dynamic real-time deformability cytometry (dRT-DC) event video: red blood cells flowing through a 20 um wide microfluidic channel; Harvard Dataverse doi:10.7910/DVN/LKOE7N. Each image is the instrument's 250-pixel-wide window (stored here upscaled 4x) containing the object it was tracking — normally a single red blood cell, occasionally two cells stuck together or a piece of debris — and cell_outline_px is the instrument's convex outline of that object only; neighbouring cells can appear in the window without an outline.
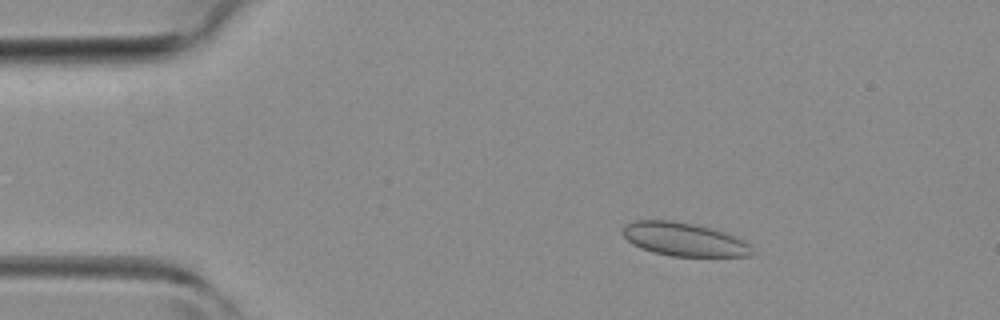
{"species": "common noctule bat (a hibernating species)", "species_latin": "Nyctalus noctula", "temperature_condition": "room temperature", "stored_images_in_passage": 40, "segment_of_instrument_passage": [1, 2], "camera_frame_rate_fps": 3000, "um_per_image_px": 0.085, "animal": {"sex": "female", "body_mass_g": 19.3, "forearm_length_mm": 54.1}, "frame": {"image": 1, "passage_image": 2, "time_ms": 0.333, "image_size_px": [1000, 320], "cell_outline_px": [[756, 252], [748, 256], [672, 256], [652, 252], [640, 248], [632, 244], [624, 236], [624, 224], [636, 220], [672, 220], [692, 224], [724, 232], [744, 240], [752, 244]], "centroid_in_image_um": [58.17, 20.35], "position_along_channel_um": 26.8, "area_um2": 25.2}}
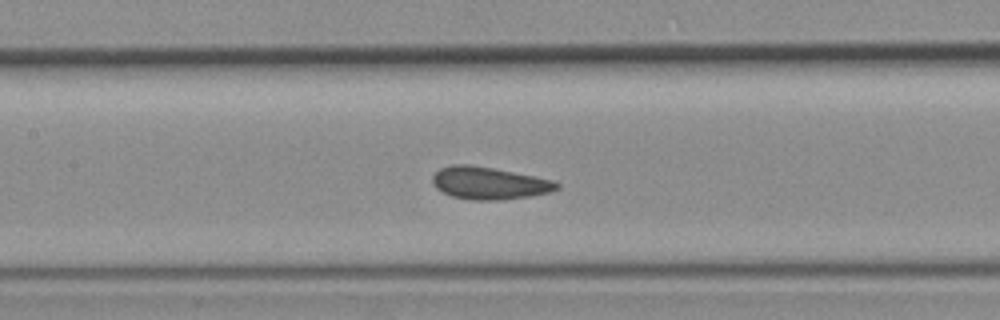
{"frame": {"image": 2, "passage_image": 15, "time_ms": 4.667, "image_size_px": [1000, 320], "cell_outline_px": [[560, 188], [548, 192], [528, 196], [500, 200], [472, 200], [452, 196], [436, 188], [432, 184], [432, 176], [440, 168], [452, 164], [468, 164], [492, 168], [552, 180], [560, 184]], "centroid_in_image_um": [41.53, 15.56], "position_along_channel_um": 165.9, "area_um2": 23.18}}
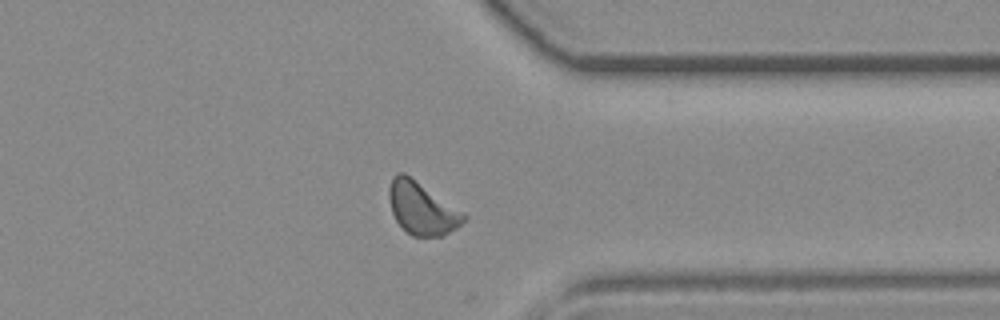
{"frame": {"image": 3, "passage_image": 29, "time_ms": 9.333, "image_size_px": [1000, 320], "cell_outline_px": [[468, 216], [456, 228], [440, 236], [412, 236], [396, 220], [392, 212], [388, 196], [388, 188], [392, 176], [396, 172], [404, 172], [464, 212]], "centroid_in_image_um": [35.84, 17.68], "position_along_channel_um": 375.6, "area_um2": 22.66}}